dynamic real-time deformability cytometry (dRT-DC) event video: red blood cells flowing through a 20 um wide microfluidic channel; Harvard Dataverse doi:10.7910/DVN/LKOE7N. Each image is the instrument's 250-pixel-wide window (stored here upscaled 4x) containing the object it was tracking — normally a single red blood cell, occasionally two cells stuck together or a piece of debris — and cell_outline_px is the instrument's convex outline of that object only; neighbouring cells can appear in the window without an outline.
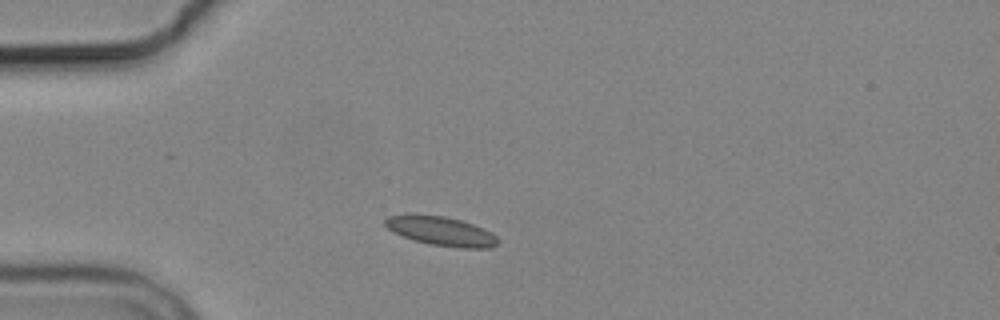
{"species": "common noctule bat (a hibernating species)", "species_latin": "Nyctalus noctula", "temperature_condition": "cold", "stored_images_in_passage": 2, "camera_frame_rate_fps": 3000, "um_per_image_px": 0.085, "animal": {"sex": "male", "body_mass_g": 19.2, "forearm_length_mm": 51.8}, "frame": {"image": 1, "passage_image": 2, "time_ms": 1.333, "image_size_px": [1000, 320], "cell_outline_px": [[500, 240], [492, 248], [456, 248], [428, 244], [392, 232], [384, 224], [384, 220], [388, 216], [444, 216], [460, 220], [472, 224], [492, 232]], "centroid_in_image_um": [37.56, 19.68], "position_along_channel_um": 47.4, "area_um2": 18.73}}